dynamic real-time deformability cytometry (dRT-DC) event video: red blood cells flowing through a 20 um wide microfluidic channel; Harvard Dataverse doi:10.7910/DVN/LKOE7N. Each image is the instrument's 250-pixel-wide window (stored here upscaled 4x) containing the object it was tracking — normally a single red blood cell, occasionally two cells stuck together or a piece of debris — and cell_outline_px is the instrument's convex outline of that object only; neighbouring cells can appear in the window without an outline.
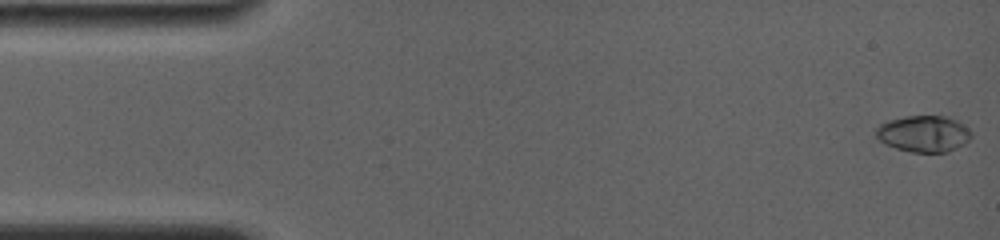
{"species": "common noctule bat (a hibernating species)", "species_latin": "Nyctalus noctula", "temperature_condition": "room temperature", "stored_images_in_passage": 6, "camera_frame_rate_fps": 4000, "um_per_image_px": 0.085, "animal": {"sex": "female", "body_mass_g": 19.0, "forearm_length_mm": 56.7}, "frame": {"image": 1, "passage_image": 1, "time_ms": 0.0, "image_size_px": [1000, 240], "cell_outline_px": [[972, 136], [964, 144], [948, 152], [912, 152], [896, 148], [880, 140], [876, 136], [876, 128], [880, 124], [888, 120], [904, 116], [948, 116], [956, 120], [968, 128], [972, 132]], "centroid_in_image_um": [78.53, 11.36], "position_along_channel_um": 6.5, "area_um2": 20.17}}
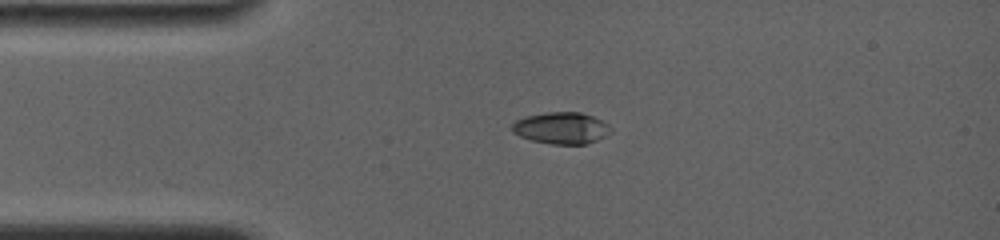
{"frame": {"image": 2, "passage_image": 5, "time_ms": 3.5, "image_size_px": [1000, 240], "cell_outline_px": [[612, 132], [588, 144], [552, 144], [532, 140], [520, 136], [512, 132], [512, 124], [516, 120], [524, 116], [548, 112], [580, 112], [592, 116], [608, 124], [612, 128]], "centroid_in_image_um": [47.71, 10.88], "position_along_channel_um": 37.3, "area_um2": 18.21}}